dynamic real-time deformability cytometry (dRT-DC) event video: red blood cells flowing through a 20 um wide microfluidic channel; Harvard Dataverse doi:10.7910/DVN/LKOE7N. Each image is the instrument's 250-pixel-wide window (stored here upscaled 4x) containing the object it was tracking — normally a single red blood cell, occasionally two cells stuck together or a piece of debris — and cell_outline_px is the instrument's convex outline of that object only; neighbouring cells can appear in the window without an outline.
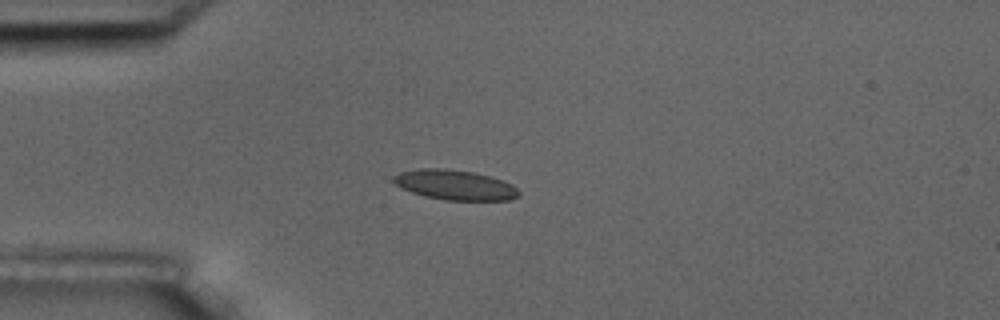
{"species": "common noctule bat (a hibernating species)", "species_latin": "Nyctalus noctula", "temperature_condition": "room temperature", "stored_images_in_passage": 15, "camera_frame_rate_fps": 3000, "um_per_image_px": 0.085, "animal": {"sex": "male", "body_mass_g": 17.5, "forearm_length_mm": 52.3}, "frame": {"image": 1, "passage_image": 3, "time_ms": 2.333, "image_size_px": [1000, 320], "cell_outline_px": [[520, 196], [508, 200], [444, 200], [424, 196], [400, 188], [392, 180], [392, 176], [400, 172], [420, 168], [444, 168], [472, 172], [504, 180], [512, 184], [520, 192]], "centroid_in_image_um": [38.66, 15.72], "position_along_channel_um": 46.3, "area_um2": 21.96}}
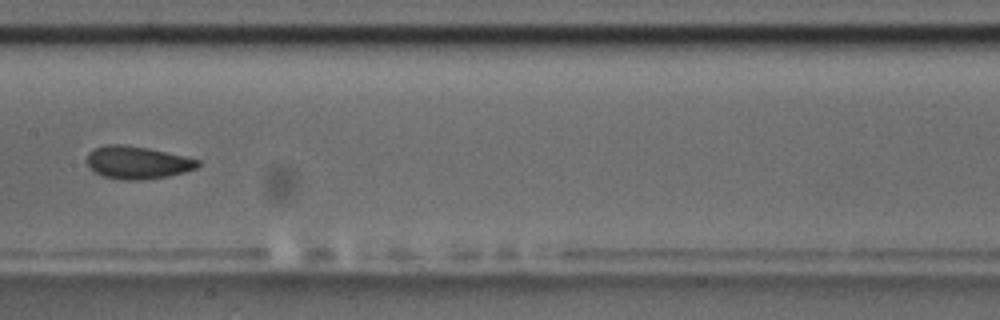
{"frame": {"image": 2, "passage_image": 7, "time_ms": 7.0, "image_size_px": [1000, 320], "cell_outline_px": [[200, 164], [196, 168], [184, 172], [168, 176], [140, 180], [120, 180], [104, 176], [96, 172], [88, 164], [88, 152], [96, 148], [108, 144], [120, 144], [148, 148], [184, 156], [200, 160]], "centroid_in_image_um": [11.7, 13.82], "position_along_channel_um": 195.7, "area_um2": 20.87}}
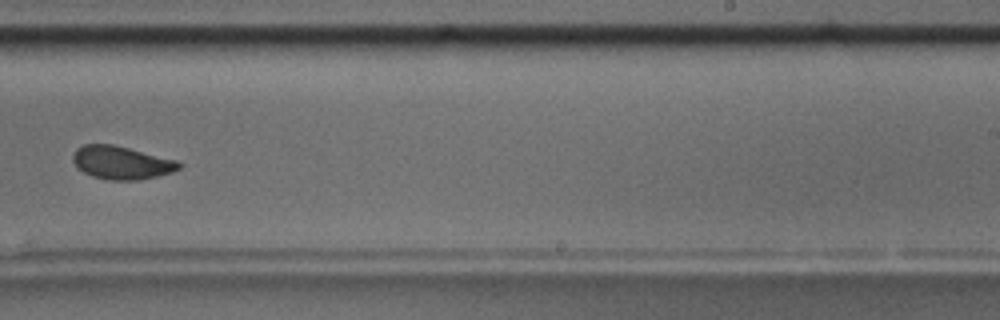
{"frame": {"image": 3, "passage_image": 9, "time_ms": 9.333, "image_size_px": [1000, 320], "cell_outline_px": [[184, 164], [180, 168], [172, 172], [156, 176], [136, 180], [108, 180], [92, 176], [76, 168], [72, 160], [72, 156], [76, 148], [84, 144], [112, 144], [176, 160]], "centroid_in_image_um": [10.29, 13.82], "position_along_channel_um": 278.7, "area_um2": 20.46}, "authors_computed_cell_mechanics": {"area_um2": 20.808, "velocity_mm_per_s": 3.5678, "shape_relaxation_time_tau1_ms": 3.6171, "shape_relaxation_time_tau2_ms": 2.9323, "deformation_change_tau1": 0.1156, "deformation_change_tau2": 0.0465}}